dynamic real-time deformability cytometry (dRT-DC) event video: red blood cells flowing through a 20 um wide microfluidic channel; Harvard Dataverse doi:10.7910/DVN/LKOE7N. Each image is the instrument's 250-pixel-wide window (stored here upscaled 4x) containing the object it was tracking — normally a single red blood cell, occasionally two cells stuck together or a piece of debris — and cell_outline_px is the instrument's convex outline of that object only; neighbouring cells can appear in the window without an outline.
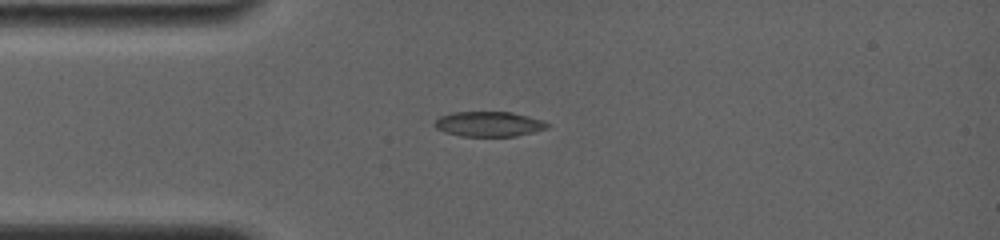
{"species": "common noctule bat (a hibernating species)", "species_latin": "Nyctalus noctula", "temperature_condition": "room temperature", "stored_images_in_passage": 50, "camera_frame_rate_fps": 4000, "um_per_image_px": 0.085, "animal": {"sex": "female", "body_mass_g": 19.0, "forearm_length_mm": 56.7}, "frame": {"image": 1, "passage_image": 1, "time_ms": 0.0, "image_size_px": [1000, 240], "cell_outline_px": [[552, 124], [548, 128], [516, 136], [460, 136], [444, 132], [436, 128], [432, 124], [440, 116], [452, 112], [512, 112], [544, 120]], "centroid_in_image_um": [41.56, 10.54], "position_along_channel_um": 43.4, "area_um2": 16.59}}
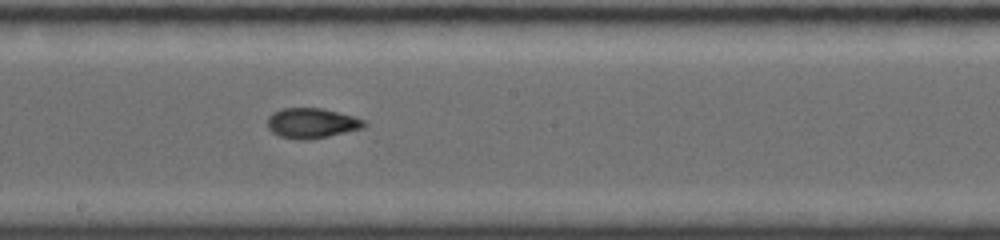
{"frame": {"image": 2, "passage_image": 21, "time_ms": 5.0, "image_size_px": [1000, 240], "cell_outline_px": [[368, 124], [364, 128], [328, 136], [304, 140], [296, 140], [280, 136], [272, 132], [268, 128], [268, 116], [272, 112], [284, 108], [320, 108], [356, 116], [368, 120]], "centroid_in_image_um": [26.54, 10.46], "position_along_channel_um": 221.7, "area_um2": 17.17}}
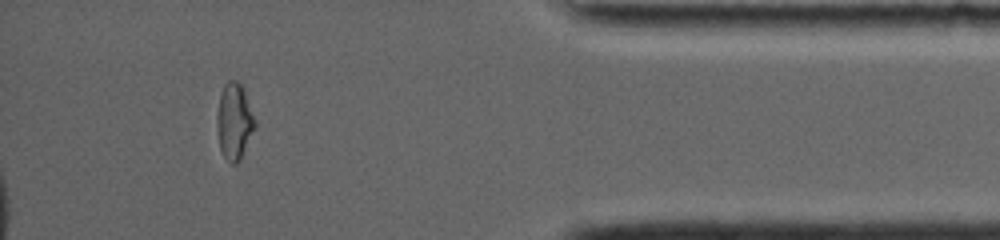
{"frame": {"image": 3, "passage_image": 43, "time_ms": 10.75, "image_size_px": [1000, 240], "cell_outline_px": [[256, 124], [240, 160], [236, 164], [232, 164], [224, 156], [220, 148], [216, 128], [216, 112], [220, 92], [224, 84], [228, 80], [236, 80], [244, 88], [256, 120]], "centroid_in_image_um": [19.9, 10.27], "position_along_channel_um": 415.3, "area_um2": 17.11}, "authors_computed_cell_mechanics": {"area_um2": 16.762, "velocity_mm_per_s": 3.8398, "shape_relaxation_time_tau1_ms": null, "shape_relaxation_time_tau2_ms": 1.3244, "deformation_change_tau1": null, "deformation_change_tau2": 0.0574}}